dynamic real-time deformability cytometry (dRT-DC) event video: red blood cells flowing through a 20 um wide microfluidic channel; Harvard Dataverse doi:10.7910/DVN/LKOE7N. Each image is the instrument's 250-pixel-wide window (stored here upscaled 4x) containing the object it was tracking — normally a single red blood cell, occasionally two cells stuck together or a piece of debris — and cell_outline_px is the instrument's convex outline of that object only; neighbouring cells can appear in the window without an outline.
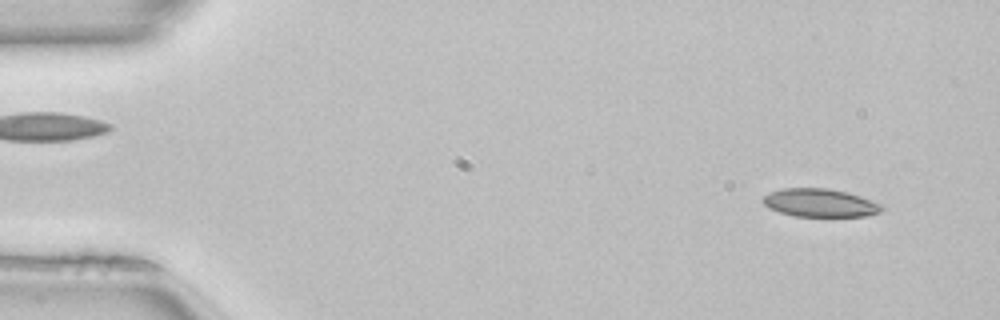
{"species": "common noctule bat (a hibernating species)", "species_latin": "Nyctalus noctula", "temperature_condition": "room temperature", "stored_images_in_passage": 49, "camera_frame_rate_fps": 3000, "um_per_image_px": 0.085, "animal": {"sex": "female", "body_mass_g": 22.7, "forearm_length_mm": 54.2}, "frame": {"image": 1, "passage_image": 3, "time_ms": 0.667, "image_size_px": [1000, 320], "cell_outline_px": [[884, 208], [880, 212], [868, 216], [796, 216], [780, 212], [768, 208], [760, 200], [764, 196], [772, 192], [784, 188], [828, 188], [848, 192], [884, 204]], "centroid_in_image_um": [69.74, 17.24], "position_along_channel_um": 15.3, "area_um2": 19.59}}
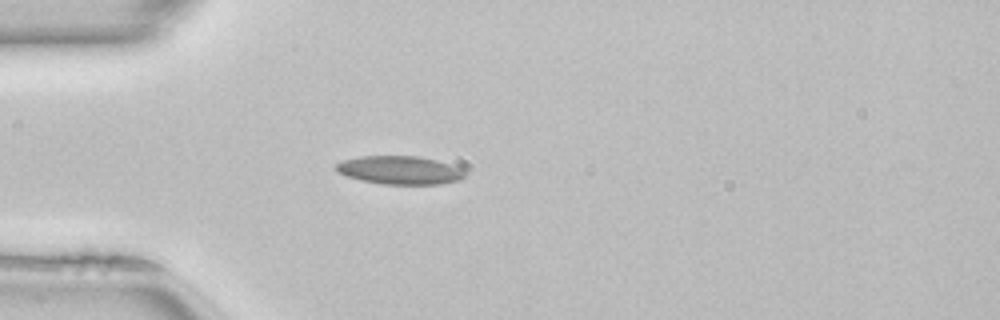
{"frame": {"image": 2, "passage_image": 13, "time_ms": 4.0, "image_size_px": [1000, 320], "cell_outline_px": [[464, 176], [460, 180], [440, 184], [384, 184], [360, 180], [348, 176], [340, 172], [336, 168], [336, 164], [344, 160], [360, 156], [420, 156], [436, 160], [460, 168], [464, 172]], "centroid_in_image_um": [33.99, 14.46], "position_along_channel_um": 51.0, "area_um2": 20.98}}
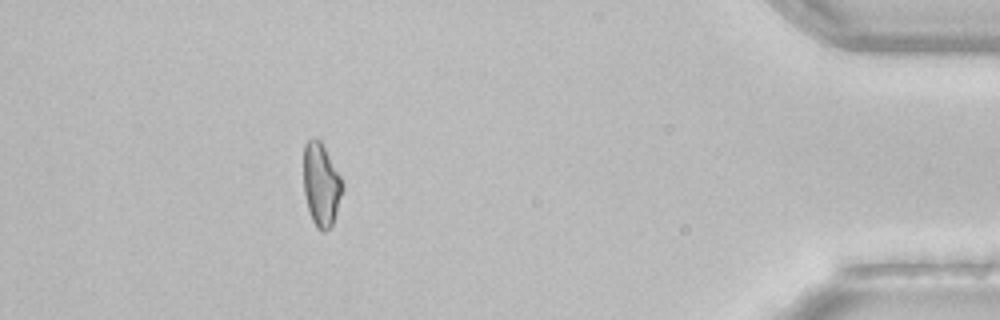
{"frame": {"image": 3, "passage_image": 44, "time_ms": 14.333, "image_size_px": [1000, 320], "cell_outline_px": [[344, 188], [332, 224], [324, 232], [320, 232], [316, 228], [312, 220], [308, 208], [304, 192], [304, 144], [308, 140], [320, 140], [340, 176], [344, 184]], "centroid_in_image_um": [27.3, 15.73], "position_along_channel_um": 407.9, "area_um2": 18.55}, "authors_computed_cell_mechanics": {"area_um2": 19.652, "velocity_mm_per_s": 4.0883, "shape_relaxation_time_tau1_ms": null, "shape_relaxation_time_tau2_ms": 4.555, "deformation_change_tau1": null, "deformation_change_tau2": 0.1133}}